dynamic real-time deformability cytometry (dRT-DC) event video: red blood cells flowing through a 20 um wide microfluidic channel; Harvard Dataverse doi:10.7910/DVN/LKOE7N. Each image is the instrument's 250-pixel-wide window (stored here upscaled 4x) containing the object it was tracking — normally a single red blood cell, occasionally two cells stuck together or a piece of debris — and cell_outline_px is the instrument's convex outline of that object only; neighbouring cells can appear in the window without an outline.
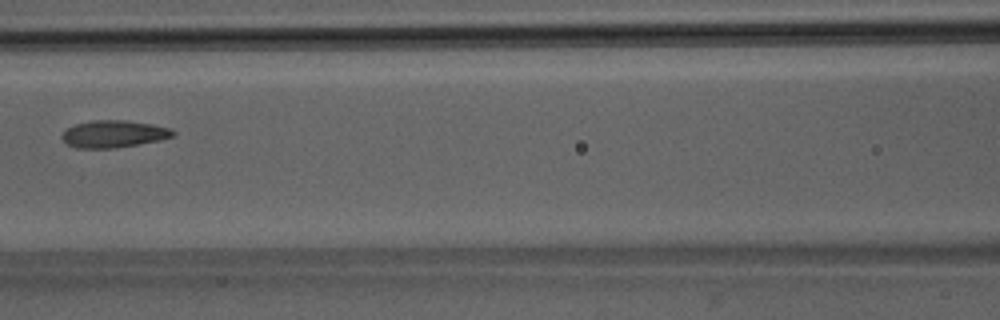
{"species": "Egyptian fruit bat (a non-hibernating species)", "species_latin": "Rousettus aegyptiacus", "temperature_condition": "room temperature", "stored_images_in_passage": 3, "camera_frame_rate_fps": 3000, "um_per_image_px": 0.085, "animal": {"sex": "male"}, "frame": {"image": 1, "passage_image": 3, "time_ms": 2.333, "image_size_px": [1000, 320], "cell_outline_px": [[176, 132], [172, 136], [160, 140], [112, 148], [76, 148], [68, 144], [60, 136], [68, 128], [76, 124], [92, 120], [124, 120], [152, 124], [172, 128]], "centroid_in_image_um": [9.67, 11.38], "position_along_channel_um": 156.9, "area_um2": 17.4}}